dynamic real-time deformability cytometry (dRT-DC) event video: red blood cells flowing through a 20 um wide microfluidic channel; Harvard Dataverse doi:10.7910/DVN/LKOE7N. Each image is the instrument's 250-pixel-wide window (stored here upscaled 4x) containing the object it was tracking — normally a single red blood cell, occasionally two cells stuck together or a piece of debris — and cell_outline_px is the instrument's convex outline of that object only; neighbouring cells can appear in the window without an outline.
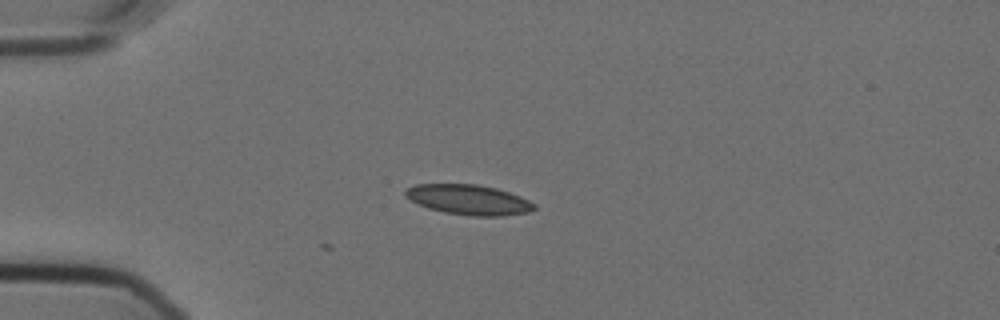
{"species": "Egyptian fruit bat (a non-hibernating species)", "species_latin": "Rousettus aegyptiacus", "temperature_condition": "cold", "stored_images_in_passage": 3, "camera_frame_rate_fps": 3000, "um_per_image_px": 0.085, "animal": {"sex": "female"}, "frame": {"image": 1, "passage_image": 1, "time_ms": 0.0, "image_size_px": [1000, 320], "cell_outline_px": [[536, 208], [528, 212], [504, 216], [472, 216], [444, 212], [428, 208], [404, 196], [404, 192], [408, 188], [416, 184], [476, 184], [496, 188], [520, 196], [536, 204]], "centroid_in_image_um": [39.86, 16.98], "position_along_channel_um": 45.1, "area_um2": 22.48}}